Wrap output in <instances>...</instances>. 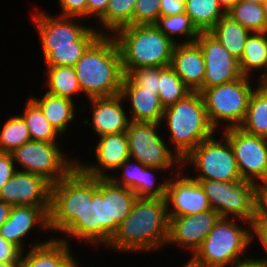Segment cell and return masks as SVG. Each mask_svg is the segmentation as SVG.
<instances>
[{
  "mask_svg": "<svg viewBox=\"0 0 267 267\" xmlns=\"http://www.w3.org/2000/svg\"><path fill=\"white\" fill-rule=\"evenodd\" d=\"M169 217L164 198H137L105 249L121 253L156 251L167 246ZM146 251V252H145Z\"/></svg>",
  "mask_w": 267,
  "mask_h": 267,
  "instance_id": "6da1fadb",
  "label": "cell"
},
{
  "mask_svg": "<svg viewBox=\"0 0 267 267\" xmlns=\"http://www.w3.org/2000/svg\"><path fill=\"white\" fill-rule=\"evenodd\" d=\"M74 68L84 97L120 94L124 73L120 49L113 35L101 34Z\"/></svg>",
  "mask_w": 267,
  "mask_h": 267,
  "instance_id": "7a4b0ae2",
  "label": "cell"
},
{
  "mask_svg": "<svg viewBox=\"0 0 267 267\" xmlns=\"http://www.w3.org/2000/svg\"><path fill=\"white\" fill-rule=\"evenodd\" d=\"M169 133L171 150L182 161L199 143L212 137L211 125L200 92H191L184 99L164 108L160 123ZM174 149V150H173Z\"/></svg>",
  "mask_w": 267,
  "mask_h": 267,
  "instance_id": "3957f363",
  "label": "cell"
},
{
  "mask_svg": "<svg viewBox=\"0 0 267 267\" xmlns=\"http://www.w3.org/2000/svg\"><path fill=\"white\" fill-rule=\"evenodd\" d=\"M113 36L120 49L124 75L135 68L171 65L175 43L154 24L125 26Z\"/></svg>",
  "mask_w": 267,
  "mask_h": 267,
  "instance_id": "277c9868",
  "label": "cell"
},
{
  "mask_svg": "<svg viewBox=\"0 0 267 267\" xmlns=\"http://www.w3.org/2000/svg\"><path fill=\"white\" fill-rule=\"evenodd\" d=\"M238 220L220 217L189 261L197 267H232L250 257L245 254L251 245V223Z\"/></svg>",
  "mask_w": 267,
  "mask_h": 267,
  "instance_id": "5b68a950",
  "label": "cell"
},
{
  "mask_svg": "<svg viewBox=\"0 0 267 267\" xmlns=\"http://www.w3.org/2000/svg\"><path fill=\"white\" fill-rule=\"evenodd\" d=\"M251 79L242 76L235 81L209 87L201 92L208 119L216 131L220 127H222L221 131L230 127H238L242 123L250 95L259 84L256 77L252 79L257 82L254 85Z\"/></svg>",
  "mask_w": 267,
  "mask_h": 267,
  "instance_id": "8992f818",
  "label": "cell"
},
{
  "mask_svg": "<svg viewBox=\"0 0 267 267\" xmlns=\"http://www.w3.org/2000/svg\"><path fill=\"white\" fill-rule=\"evenodd\" d=\"M60 146L59 143L31 140L10 154L17 170L39 175L53 185L77 167L78 160L69 158Z\"/></svg>",
  "mask_w": 267,
  "mask_h": 267,
  "instance_id": "52a82bcc",
  "label": "cell"
},
{
  "mask_svg": "<svg viewBox=\"0 0 267 267\" xmlns=\"http://www.w3.org/2000/svg\"><path fill=\"white\" fill-rule=\"evenodd\" d=\"M212 137L199 143L183 160L182 169L187 165L198 170L193 179H211L233 182L241 180L237 162L229 140L223 135L221 140ZM224 140V141H223ZM185 168V169H184Z\"/></svg>",
  "mask_w": 267,
  "mask_h": 267,
  "instance_id": "ba28073f",
  "label": "cell"
},
{
  "mask_svg": "<svg viewBox=\"0 0 267 267\" xmlns=\"http://www.w3.org/2000/svg\"><path fill=\"white\" fill-rule=\"evenodd\" d=\"M161 127V128H160ZM163 126L154 122H133L130 121L125 131L130 158L139 161L149 167L162 168L174 171L182 169V161L172 152L168 142L161 136L159 130Z\"/></svg>",
  "mask_w": 267,
  "mask_h": 267,
  "instance_id": "9c48e42d",
  "label": "cell"
},
{
  "mask_svg": "<svg viewBox=\"0 0 267 267\" xmlns=\"http://www.w3.org/2000/svg\"><path fill=\"white\" fill-rule=\"evenodd\" d=\"M194 180L200 183L212 209L218 212L220 217L252 222L255 183L244 179L233 182Z\"/></svg>",
  "mask_w": 267,
  "mask_h": 267,
  "instance_id": "30bf717a",
  "label": "cell"
},
{
  "mask_svg": "<svg viewBox=\"0 0 267 267\" xmlns=\"http://www.w3.org/2000/svg\"><path fill=\"white\" fill-rule=\"evenodd\" d=\"M83 207V172L76 167L67 177L51 185L49 226L51 233L62 232Z\"/></svg>",
  "mask_w": 267,
  "mask_h": 267,
  "instance_id": "8fae6325",
  "label": "cell"
},
{
  "mask_svg": "<svg viewBox=\"0 0 267 267\" xmlns=\"http://www.w3.org/2000/svg\"><path fill=\"white\" fill-rule=\"evenodd\" d=\"M221 132L233 149L241 178L261 182L267 174V138L247 133L239 127Z\"/></svg>",
  "mask_w": 267,
  "mask_h": 267,
  "instance_id": "7c38bea8",
  "label": "cell"
},
{
  "mask_svg": "<svg viewBox=\"0 0 267 267\" xmlns=\"http://www.w3.org/2000/svg\"><path fill=\"white\" fill-rule=\"evenodd\" d=\"M37 9L31 18L38 31L43 58L55 48L76 47V41L91 27L80 23L81 18L57 17Z\"/></svg>",
  "mask_w": 267,
  "mask_h": 267,
  "instance_id": "4fadbf2b",
  "label": "cell"
},
{
  "mask_svg": "<svg viewBox=\"0 0 267 267\" xmlns=\"http://www.w3.org/2000/svg\"><path fill=\"white\" fill-rule=\"evenodd\" d=\"M187 172L185 174L183 169H175L172 177L169 175L164 198L168 217L193 215L212 209L200 183Z\"/></svg>",
  "mask_w": 267,
  "mask_h": 267,
  "instance_id": "5bb4252c",
  "label": "cell"
},
{
  "mask_svg": "<svg viewBox=\"0 0 267 267\" xmlns=\"http://www.w3.org/2000/svg\"><path fill=\"white\" fill-rule=\"evenodd\" d=\"M195 42L199 45L205 61V77L202 91L206 88L240 79L239 60L232 56L209 32H201Z\"/></svg>",
  "mask_w": 267,
  "mask_h": 267,
  "instance_id": "9a60e30c",
  "label": "cell"
},
{
  "mask_svg": "<svg viewBox=\"0 0 267 267\" xmlns=\"http://www.w3.org/2000/svg\"><path fill=\"white\" fill-rule=\"evenodd\" d=\"M215 210H207L193 215L169 217V237L167 246H179L189 251L191 256L202 245L209 232L219 220Z\"/></svg>",
  "mask_w": 267,
  "mask_h": 267,
  "instance_id": "2e32d148",
  "label": "cell"
},
{
  "mask_svg": "<svg viewBox=\"0 0 267 267\" xmlns=\"http://www.w3.org/2000/svg\"><path fill=\"white\" fill-rule=\"evenodd\" d=\"M51 184L43 177L17 170L2 186L0 201L11 206H50Z\"/></svg>",
  "mask_w": 267,
  "mask_h": 267,
  "instance_id": "e0dca14e",
  "label": "cell"
},
{
  "mask_svg": "<svg viewBox=\"0 0 267 267\" xmlns=\"http://www.w3.org/2000/svg\"><path fill=\"white\" fill-rule=\"evenodd\" d=\"M95 148L96 163L88 164L77 161V167L87 176L109 178V172H115L120 165L130 158L126 133H113L99 136Z\"/></svg>",
  "mask_w": 267,
  "mask_h": 267,
  "instance_id": "ac0fdd59",
  "label": "cell"
},
{
  "mask_svg": "<svg viewBox=\"0 0 267 267\" xmlns=\"http://www.w3.org/2000/svg\"><path fill=\"white\" fill-rule=\"evenodd\" d=\"M91 104L92 118L91 121L88 118H83L82 123L85 126H91V129L97 136H104L113 133H123L128 129L130 123L129 115L127 114L128 109L124 108V100L120 94L111 97H93L86 99V102Z\"/></svg>",
  "mask_w": 267,
  "mask_h": 267,
  "instance_id": "d6986e66",
  "label": "cell"
},
{
  "mask_svg": "<svg viewBox=\"0 0 267 267\" xmlns=\"http://www.w3.org/2000/svg\"><path fill=\"white\" fill-rule=\"evenodd\" d=\"M50 206L19 205L12 206L9 218L0 227V235L17 246L22 252L27 248L25 237L32 233L36 225L44 231H51L49 226Z\"/></svg>",
  "mask_w": 267,
  "mask_h": 267,
  "instance_id": "ffe728a7",
  "label": "cell"
},
{
  "mask_svg": "<svg viewBox=\"0 0 267 267\" xmlns=\"http://www.w3.org/2000/svg\"><path fill=\"white\" fill-rule=\"evenodd\" d=\"M33 244L21 253V267H82L68 242L51 237Z\"/></svg>",
  "mask_w": 267,
  "mask_h": 267,
  "instance_id": "44dd1931",
  "label": "cell"
},
{
  "mask_svg": "<svg viewBox=\"0 0 267 267\" xmlns=\"http://www.w3.org/2000/svg\"><path fill=\"white\" fill-rule=\"evenodd\" d=\"M170 66L192 92H202L206 69L196 42L175 44Z\"/></svg>",
  "mask_w": 267,
  "mask_h": 267,
  "instance_id": "7402d4cb",
  "label": "cell"
},
{
  "mask_svg": "<svg viewBox=\"0 0 267 267\" xmlns=\"http://www.w3.org/2000/svg\"><path fill=\"white\" fill-rule=\"evenodd\" d=\"M120 95L126 103L129 100L130 121L161 123L164 107L160 102L159 95L154 94V91L143 90L127 75H124Z\"/></svg>",
  "mask_w": 267,
  "mask_h": 267,
  "instance_id": "603a6c76",
  "label": "cell"
},
{
  "mask_svg": "<svg viewBox=\"0 0 267 267\" xmlns=\"http://www.w3.org/2000/svg\"><path fill=\"white\" fill-rule=\"evenodd\" d=\"M66 236L59 240L69 242L74 238L83 242V245L91 244L98 247V224L96 213V200H92V177L83 173V207L81 216H77L61 233ZM70 237V238H69ZM67 238H69L67 240Z\"/></svg>",
  "mask_w": 267,
  "mask_h": 267,
  "instance_id": "cb8c5ba5",
  "label": "cell"
},
{
  "mask_svg": "<svg viewBox=\"0 0 267 267\" xmlns=\"http://www.w3.org/2000/svg\"><path fill=\"white\" fill-rule=\"evenodd\" d=\"M42 111L48 122L53 125L57 131L64 136L69 130V124L76 118L75 101L50 94L44 93L41 98L29 97Z\"/></svg>",
  "mask_w": 267,
  "mask_h": 267,
  "instance_id": "d4e9b609",
  "label": "cell"
},
{
  "mask_svg": "<svg viewBox=\"0 0 267 267\" xmlns=\"http://www.w3.org/2000/svg\"><path fill=\"white\" fill-rule=\"evenodd\" d=\"M239 67L243 76L253 78V72L260 71L262 74L256 80L260 81L265 77L267 74V32H252L248 36L239 60Z\"/></svg>",
  "mask_w": 267,
  "mask_h": 267,
  "instance_id": "484cf974",
  "label": "cell"
},
{
  "mask_svg": "<svg viewBox=\"0 0 267 267\" xmlns=\"http://www.w3.org/2000/svg\"><path fill=\"white\" fill-rule=\"evenodd\" d=\"M223 47L236 59L240 60L245 42L251 34L249 30L225 14L209 31Z\"/></svg>",
  "mask_w": 267,
  "mask_h": 267,
  "instance_id": "4316f807",
  "label": "cell"
},
{
  "mask_svg": "<svg viewBox=\"0 0 267 267\" xmlns=\"http://www.w3.org/2000/svg\"><path fill=\"white\" fill-rule=\"evenodd\" d=\"M92 200H96L98 246L106 247L113 236V220H110L109 178L92 177Z\"/></svg>",
  "mask_w": 267,
  "mask_h": 267,
  "instance_id": "83f0119b",
  "label": "cell"
},
{
  "mask_svg": "<svg viewBox=\"0 0 267 267\" xmlns=\"http://www.w3.org/2000/svg\"><path fill=\"white\" fill-rule=\"evenodd\" d=\"M238 127L247 133L267 138V87L258 84L253 90L245 117Z\"/></svg>",
  "mask_w": 267,
  "mask_h": 267,
  "instance_id": "f1b7e54d",
  "label": "cell"
},
{
  "mask_svg": "<svg viewBox=\"0 0 267 267\" xmlns=\"http://www.w3.org/2000/svg\"><path fill=\"white\" fill-rule=\"evenodd\" d=\"M45 85L46 92L65 97L74 101V96H79L81 90L76 71L71 66H46ZM47 83V84H46Z\"/></svg>",
  "mask_w": 267,
  "mask_h": 267,
  "instance_id": "f546056e",
  "label": "cell"
},
{
  "mask_svg": "<svg viewBox=\"0 0 267 267\" xmlns=\"http://www.w3.org/2000/svg\"><path fill=\"white\" fill-rule=\"evenodd\" d=\"M154 25L175 44L195 42L201 33L186 13L169 16L160 15ZM177 35L180 38L183 37L184 40L181 42L177 37L176 41Z\"/></svg>",
  "mask_w": 267,
  "mask_h": 267,
  "instance_id": "4dcf8cb0",
  "label": "cell"
},
{
  "mask_svg": "<svg viewBox=\"0 0 267 267\" xmlns=\"http://www.w3.org/2000/svg\"><path fill=\"white\" fill-rule=\"evenodd\" d=\"M101 35L99 29L91 27L76 41V47L55 48L45 57L46 66H71L81 58L87 48Z\"/></svg>",
  "mask_w": 267,
  "mask_h": 267,
  "instance_id": "1f68e13d",
  "label": "cell"
},
{
  "mask_svg": "<svg viewBox=\"0 0 267 267\" xmlns=\"http://www.w3.org/2000/svg\"><path fill=\"white\" fill-rule=\"evenodd\" d=\"M22 112L20 115L27 124L32 141L59 143V136L62 137V135L48 122L41 109L30 98Z\"/></svg>",
  "mask_w": 267,
  "mask_h": 267,
  "instance_id": "d6a6232c",
  "label": "cell"
},
{
  "mask_svg": "<svg viewBox=\"0 0 267 267\" xmlns=\"http://www.w3.org/2000/svg\"><path fill=\"white\" fill-rule=\"evenodd\" d=\"M185 13L200 32H209L226 14L217 0H185Z\"/></svg>",
  "mask_w": 267,
  "mask_h": 267,
  "instance_id": "836d02e7",
  "label": "cell"
},
{
  "mask_svg": "<svg viewBox=\"0 0 267 267\" xmlns=\"http://www.w3.org/2000/svg\"><path fill=\"white\" fill-rule=\"evenodd\" d=\"M136 2L137 0H110L105 14L97 21L101 25L99 32L113 35L118 29L132 25Z\"/></svg>",
  "mask_w": 267,
  "mask_h": 267,
  "instance_id": "e575fe53",
  "label": "cell"
},
{
  "mask_svg": "<svg viewBox=\"0 0 267 267\" xmlns=\"http://www.w3.org/2000/svg\"><path fill=\"white\" fill-rule=\"evenodd\" d=\"M226 14L251 33L267 32L266 16L260 4L240 0Z\"/></svg>",
  "mask_w": 267,
  "mask_h": 267,
  "instance_id": "d590c367",
  "label": "cell"
},
{
  "mask_svg": "<svg viewBox=\"0 0 267 267\" xmlns=\"http://www.w3.org/2000/svg\"><path fill=\"white\" fill-rule=\"evenodd\" d=\"M191 92L171 66L160 67L158 95L164 108L184 99Z\"/></svg>",
  "mask_w": 267,
  "mask_h": 267,
  "instance_id": "8d00e7d4",
  "label": "cell"
},
{
  "mask_svg": "<svg viewBox=\"0 0 267 267\" xmlns=\"http://www.w3.org/2000/svg\"><path fill=\"white\" fill-rule=\"evenodd\" d=\"M137 196L133 191L116 185L109 179L110 220H113V235L118 225L129 215Z\"/></svg>",
  "mask_w": 267,
  "mask_h": 267,
  "instance_id": "74e56055",
  "label": "cell"
},
{
  "mask_svg": "<svg viewBox=\"0 0 267 267\" xmlns=\"http://www.w3.org/2000/svg\"><path fill=\"white\" fill-rule=\"evenodd\" d=\"M31 141L27 124L21 115H13L0 130V152L11 153L14 149Z\"/></svg>",
  "mask_w": 267,
  "mask_h": 267,
  "instance_id": "f35d334b",
  "label": "cell"
},
{
  "mask_svg": "<svg viewBox=\"0 0 267 267\" xmlns=\"http://www.w3.org/2000/svg\"><path fill=\"white\" fill-rule=\"evenodd\" d=\"M160 170L167 173V170L157 167L145 166L142 169L140 186L134 191L138 198H165L169 177L164 179V182H159L160 184L157 183L154 171L157 173L158 171L161 172Z\"/></svg>",
  "mask_w": 267,
  "mask_h": 267,
  "instance_id": "ab89813d",
  "label": "cell"
},
{
  "mask_svg": "<svg viewBox=\"0 0 267 267\" xmlns=\"http://www.w3.org/2000/svg\"><path fill=\"white\" fill-rule=\"evenodd\" d=\"M144 167L145 165L141 164L139 161L129 158L117 169V172L122 170L121 178L112 174L109 176V179L116 185L123 186L134 192L140 186L142 169Z\"/></svg>",
  "mask_w": 267,
  "mask_h": 267,
  "instance_id": "60d3db41",
  "label": "cell"
},
{
  "mask_svg": "<svg viewBox=\"0 0 267 267\" xmlns=\"http://www.w3.org/2000/svg\"><path fill=\"white\" fill-rule=\"evenodd\" d=\"M127 76L143 90L159 93L160 67H143L132 69Z\"/></svg>",
  "mask_w": 267,
  "mask_h": 267,
  "instance_id": "b9f144b4",
  "label": "cell"
},
{
  "mask_svg": "<svg viewBox=\"0 0 267 267\" xmlns=\"http://www.w3.org/2000/svg\"><path fill=\"white\" fill-rule=\"evenodd\" d=\"M161 0H137L132 17V25L154 24L160 16Z\"/></svg>",
  "mask_w": 267,
  "mask_h": 267,
  "instance_id": "7bdbcfd3",
  "label": "cell"
},
{
  "mask_svg": "<svg viewBox=\"0 0 267 267\" xmlns=\"http://www.w3.org/2000/svg\"><path fill=\"white\" fill-rule=\"evenodd\" d=\"M87 1L88 0H58L62 17L87 18Z\"/></svg>",
  "mask_w": 267,
  "mask_h": 267,
  "instance_id": "ee69618b",
  "label": "cell"
},
{
  "mask_svg": "<svg viewBox=\"0 0 267 267\" xmlns=\"http://www.w3.org/2000/svg\"><path fill=\"white\" fill-rule=\"evenodd\" d=\"M253 219H267V185L256 182L254 187Z\"/></svg>",
  "mask_w": 267,
  "mask_h": 267,
  "instance_id": "f6af8a7d",
  "label": "cell"
},
{
  "mask_svg": "<svg viewBox=\"0 0 267 267\" xmlns=\"http://www.w3.org/2000/svg\"><path fill=\"white\" fill-rule=\"evenodd\" d=\"M258 239L259 244L264 249L266 256L264 258H258L267 262V219H253L251 222V244L253 240Z\"/></svg>",
  "mask_w": 267,
  "mask_h": 267,
  "instance_id": "bcb514c9",
  "label": "cell"
},
{
  "mask_svg": "<svg viewBox=\"0 0 267 267\" xmlns=\"http://www.w3.org/2000/svg\"><path fill=\"white\" fill-rule=\"evenodd\" d=\"M17 168L10 153L0 152V190L16 173Z\"/></svg>",
  "mask_w": 267,
  "mask_h": 267,
  "instance_id": "7dc6e473",
  "label": "cell"
},
{
  "mask_svg": "<svg viewBox=\"0 0 267 267\" xmlns=\"http://www.w3.org/2000/svg\"><path fill=\"white\" fill-rule=\"evenodd\" d=\"M22 251L0 235V262H13L21 256Z\"/></svg>",
  "mask_w": 267,
  "mask_h": 267,
  "instance_id": "c3c4849f",
  "label": "cell"
},
{
  "mask_svg": "<svg viewBox=\"0 0 267 267\" xmlns=\"http://www.w3.org/2000/svg\"><path fill=\"white\" fill-rule=\"evenodd\" d=\"M160 15H177L185 13V0H161Z\"/></svg>",
  "mask_w": 267,
  "mask_h": 267,
  "instance_id": "681fc988",
  "label": "cell"
},
{
  "mask_svg": "<svg viewBox=\"0 0 267 267\" xmlns=\"http://www.w3.org/2000/svg\"><path fill=\"white\" fill-rule=\"evenodd\" d=\"M110 0H88L87 18H93L96 22L105 14Z\"/></svg>",
  "mask_w": 267,
  "mask_h": 267,
  "instance_id": "f907efd6",
  "label": "cell"
},
{
  "mask_svg": "<svg viewBox=\"0 0 267 267\" xmlns=\"http://www.w3.org/2000/svg\"><path fill=\"white\" fill-rule=\"evenodd\" d=\"M232 267H267V262L250 256Z\"/></svg>",
  "mask_w": 267,
  "mask_h": 267,
  "instance_id": "816d5d0a",
  "label": "cell"
},
{
  "mask_svg": "<svg viewBox=\"0 0 267 267\" xmlns=\"http://www.w3.org/2000/svg\"><path fill=\"white\" fill-rule=\"evenodd\" d=\"M11 208L12 206L10 204L5 203L4 201H0V227L9 218Z\"/></svg>",
  "mask_w": 267,
  "mask_h": 267,
  "instance_id": "f5cc1de1",
  "label": "cell"
},
{
  "mask_svg": "<svg viewBox=\"0 0 267 267\" xmlns=\"http://www.w3.org/2000/svg\"><path fill=\"white\" fill-rule=\"evenodd\" d=\"M222 10L227 13L240 0H217Z\"/></svg>",
  "mask_w": 267,
  "mask_h": 267,
  "instance_id": "db71d44e",
  "label": "cell"
},
{
  "mask_svg": "<svg viewBox=\"0 0 267 267\" xmlns=\"http://www.w3.org/2000/svg\"><path fill=\"white\" fill-rule=\"evenodd\" d=\"M0 267H21V256L13 262H0Z\"/></svg>",
  "mask_w": 267,
  "mask_h": 267,
  "instance_id": "11a10c76",
  "label": "cell"
},
{
  "mask_svg": "<svg viewBox=\"0 0 267 267\" xmlns=\"http://www.w3.org/2000/svg\"><path fill=\"white\" fill-rule=\"evenodd\" d=\"M259 84L263 87H267V74L265 75V77L263 79H261L259 81Z\"/></svg>",
  "mask_w": 267,
  "mask_h": 267,
  "instance_id": "9f6ffc18",
  "label": "cell"
},
{
  "mask_svg": "<svg viewBox=\"0 0 267 267\" xmlns=\"http://www.w3.org/2000/svg\"><path fill=\"white\" fill-rule=\"evenodd\" d=\"M262 7L266 16V21H267V0H264V2L262 3Z\"/></svg>",
  "mask_w": 267,
  "mask_h": 267,
  "instance_id": "6f0895ef",
  "label": "cell"
},
{
  "mask_svg": "<svg viewBox=\"0 0 267 267\" xmlns=\"http://www.w3.org/2000/svg\"><path fill=\"white\" fill-rule=\"evenodd\" d=\"M244 1H247L250 3H256V4H260V5H262V3L264 2V0H244Z\"/></svg>",
  "mask_w": 267,
  "mask_h": 267,
  "instance_id": "680465c9",
  "label": "cell"
},
{
  "mask_svg": "<svg viewBox=\"0 0 267 267\" xmlns=\"http://www.w3.org/2000/svg\"><path fill=\"white\" fill-rule=\"evenodd\" d=\"M181 267H197V266H195V265H193L189 260L186 262V263H184Z\"/></svg>",
  "mask_w": 267,
  "mask_h": 267,
  "instance_id": "91938a15",
  "label": "cell"
},
{
  "mask_svg": "<svg viewBox=\"0 0 267 267\" xmlns=\"http://www.w3.org/2000/svg\"><path fill=\"white\" fill-rule=\"evenodd\" d=\"M261 182L267 185V174Z\"/></svg>",
  "mask_w": 267,
  "mask_h": 267,
  "instance_id": "94428289",
  "label": "cell"
}]
</instances>
